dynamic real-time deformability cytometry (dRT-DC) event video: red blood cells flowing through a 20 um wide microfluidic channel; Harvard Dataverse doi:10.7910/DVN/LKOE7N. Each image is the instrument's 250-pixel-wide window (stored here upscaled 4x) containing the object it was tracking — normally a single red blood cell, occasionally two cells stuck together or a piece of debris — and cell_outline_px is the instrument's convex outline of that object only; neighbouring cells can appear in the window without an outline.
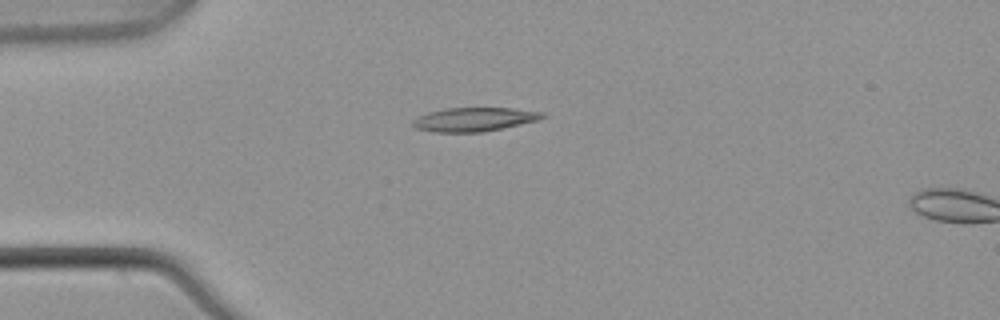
{"species": "common noctule bat (a hibernating species)", "species_latin": "Nyctalus noctula", "temperature_condition": "warm", "stored_images_in_passage": 3, "camera_frame_rate_fps": 3000, "um_per_image_px": 0.085, "animal": {"sex": "male", "body_mass_g": 21.5, "forearm_length_mm": 52.0}, "frame": {"image": 1, "passage_image": 2, "time_ms": 0.333, "image_size_px": [1000, 320], "cell_outline_px": [[548, 116], [540, 120], [484, 132], [432, 132], [416, 128], [412, 124], [412, 120], [428, 112], [448, 108], [512, 108], [544, 112]], "centroid_in_image_um": [40.36, 10.15], "position_along_channel_um": 44.6, "area_um2": 18.09}}